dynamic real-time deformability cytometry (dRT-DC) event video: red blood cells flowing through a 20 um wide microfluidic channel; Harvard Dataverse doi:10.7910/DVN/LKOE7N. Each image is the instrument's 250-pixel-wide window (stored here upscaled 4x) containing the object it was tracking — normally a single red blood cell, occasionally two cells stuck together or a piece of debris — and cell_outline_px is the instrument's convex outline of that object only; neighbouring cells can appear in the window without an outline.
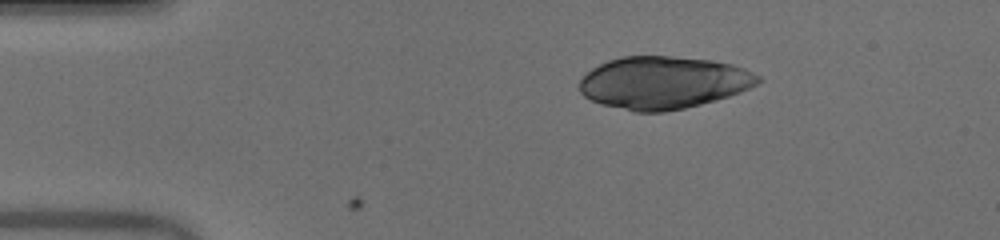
{"species": "human", "species_latin": "Homo sapiens", "temperature_condition": "warm", "stored_images_in_passage": 42, "camera_frame_rate_fps": 3000, "um_per_image_px": 0.085, "donor": {"sex": "male"}, "frame": {"image": 1, "passage_image": 1, "time_ms": 0.0, "image_size_px": [1000, 240], "cell_outline_px": [[760, 80], [756, 84], [740, 92], [716, 100], [684, 108], [664, 112], [636, 112], [600, 104], [584, 96], [580, 92], [580, 80], [592, 68], [608, 60], [620, 56], [672, 56], [712, 60], [732, 64], [744, 68], [760, 76]], "centroid_in_image_um": [56.37, 7.02], "position_along_channel_um": 28.6, "area_um2": 54.51}}
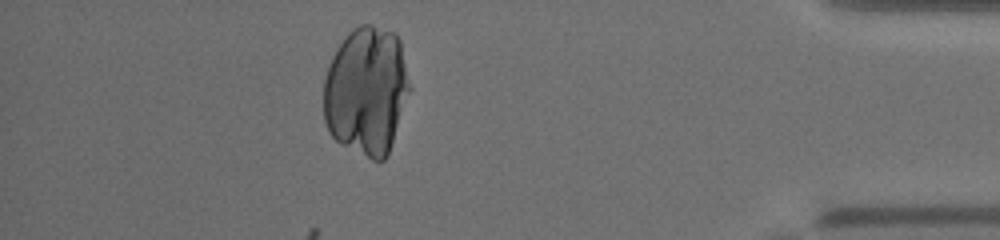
{"frame": {"image": 2, "passage_image": 37, "time_ms": 12.0, "image_size_px": [1000, 240], "cell_outline_px": [[412, 88], [388, 156], [384, 160], [372, 160], [340, 144], [328, 132], [324, 120], [324, 76], [332, 56], [336, 48], [348, 32], [360, 24], [372, 24], [396, 32], [400, 40]], "centroid_in_image_um": [31.17, 7.72], "position_along_channel_um": 404.0, "area_um2": 65.6}}